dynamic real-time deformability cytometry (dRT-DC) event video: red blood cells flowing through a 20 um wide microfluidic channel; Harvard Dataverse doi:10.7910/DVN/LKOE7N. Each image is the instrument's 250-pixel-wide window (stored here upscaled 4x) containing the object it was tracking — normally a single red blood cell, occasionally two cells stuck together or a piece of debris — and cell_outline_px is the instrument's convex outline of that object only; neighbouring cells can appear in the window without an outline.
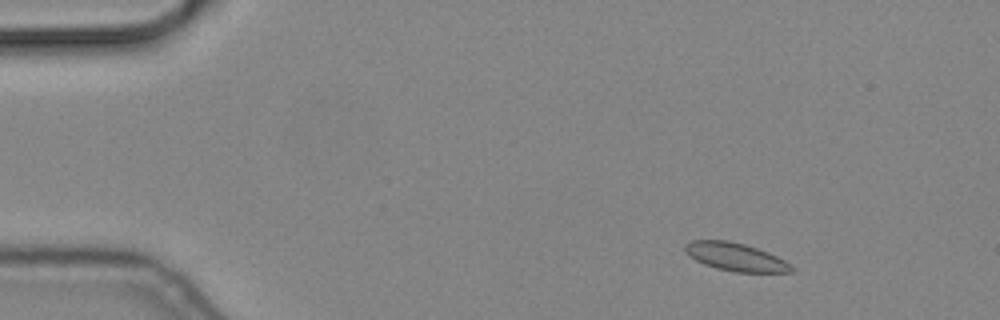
{"species": "common noctule bat (a hibernating species)", "species_latin": "Nyctalus noctula", "temperature_condition": "cold", "stored_images_in_passage": 33, "camera_frame_rate_fps": 3000, "um_per_image_px": 0.085, "animal": {"sex": "male", "body_mass_g": 19.2, "forearm_length_mm": 51.8}, "frame": {"image": 1, "passage_image": 6, "time_ms": 1.667, "image_size_px": [1000, 320], "cell_outline_px": [[796, 272], [736, 272], [716, 268], [704, 264], [688, 256], [684, 248], [684, 244], [692, 240], [728, 240], [744, 244], [768, 252], [784, 260], [796, 268]], "centroid_in_image_um": [62.53, 21.84], "position_along_channel_um": 22.5, "area_um2": 17.46}}
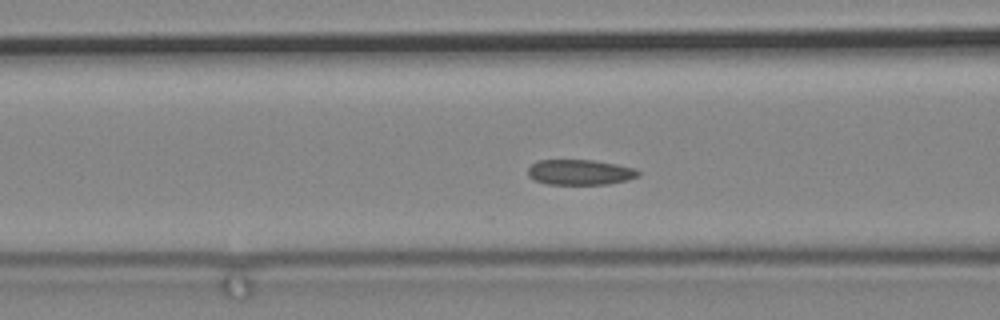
{"frame": {"image": 2, "passage_image": 21, "time_ms": 6.667, "image_size_px": [1000, 320], "cell_outline_px": [[640, 176], [628, 180], [608, 184], [548, 184], [536, 180], [528, 176], [528, 168], [536, 160], [592, 160], [616, 164], [636, 168], [640, 172]], "centroid_in_image_um": [49.33, 14.64], "position_along_channel_um": 117.3, "area_um2": 16.36}}
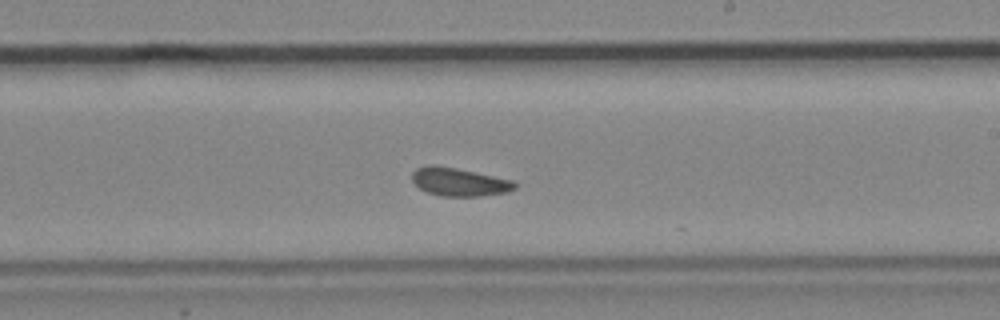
{"frame": {"image": 3, "passage_image": 32, "time_ms": 10.333, "image_size_px": [1000, 320], "cell_outline_px": [[516, 188], [508, 192], [476, 196], [440, 196], [428, 192], [420, 188], [412, 180], [412, 172], [416, 168], [432, 164], [456, 168], [476, 172], [512, 180], [516, 184]], "centroid_in_image_um": [39.02, 15.46], "position_along_channel_um": 250.0, "area_um2": 16.76}}